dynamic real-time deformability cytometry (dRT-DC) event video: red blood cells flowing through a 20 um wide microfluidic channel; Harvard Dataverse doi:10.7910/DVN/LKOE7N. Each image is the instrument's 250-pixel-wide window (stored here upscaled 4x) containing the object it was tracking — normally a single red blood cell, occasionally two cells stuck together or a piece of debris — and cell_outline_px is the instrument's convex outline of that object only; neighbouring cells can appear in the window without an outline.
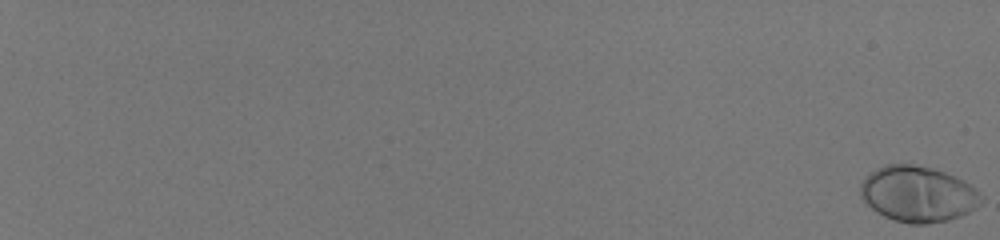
{"species": "human", "species_latin": "Homo sapiens", "temperature_condition": "room temperature", "stored_images_in_passage": 60, "camera_frame_rate_fps": 3000, "um_per_image_px": 0.085, "donor": {"sex": "male"}, "frame": {"image": 1, "passage_image": 1, "time_ms": 0.0, "image_size_px": [1000, 240], "cell_outline_px": [[984, 200], [980, 204], [968, 212], [960, 216], [948, 220], [924, 224], [908, 224], [884, 216], [876, 212], [860, 196], [860, 184], [868, 172], [884, 164], [912, 164], [932, 168], [956, 176], [964, 180], [976, 188], [984, 196]], "centroid_in_image_um": [78.03, 16.48], "position_along_channel_um": 7.0, "area_um2": 39.59}}
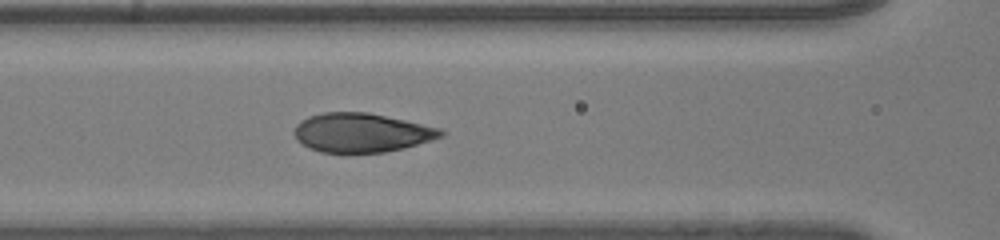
{"frame": {"image": 2, "passage_image": 34, "time_ms": 11.0, "image_size_px": [1000, 240], "cell_outline_px": [[448, 132], [444, 136], [432, 140], [404, 148], [384, 152], [320, 152], [308, 148], [296, 140], [292, 132], [296, 124], [300, 120], [308, 116], [320, 112], [368, 112], [440, 128]], "centroid_in_image_um": [30.7, 11.27], "position_along_channel_um": 135.9, "area_um2": 33.64}}
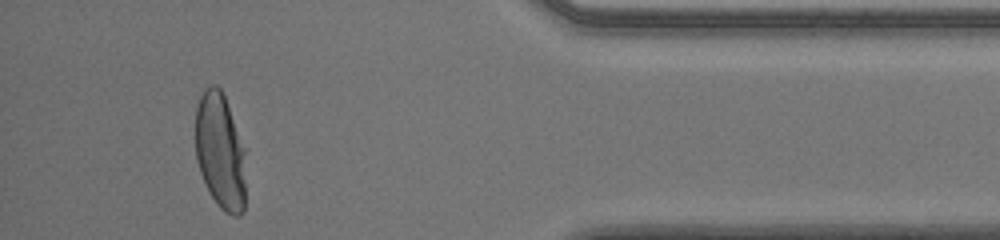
{"frame": {"image": 3, "passage_image": 57, "time_ms": 18.667, "image_size_px": [1000, 240], "cell_outline_px": [[244, 212], [240, 216], [232, 216], [224, 212], [216, 204], [200, 172], [196, 160], [196, 108], [200, 96], [212, 84], [216, 84], [220, 88], [224, 96], [244, 148]], "centroid_in_image_um": [18.71, 12.9], "position_along_channel_um": 416.5, "area_um2": 33.64}, "authors_computed_cell_mechanics": {"area_um2": 34.7667, "velocity_mm_per_s": 4.0006, "shape_relaxation_time_tau1_ms": 3.7967, "shape_relaxation_time_tau2_ms": null, "deformation_change_tau1": 0.2105, "deformation_change_tau2": null}}